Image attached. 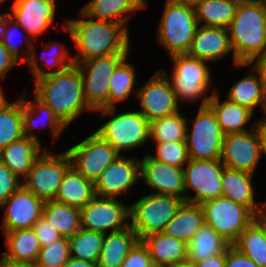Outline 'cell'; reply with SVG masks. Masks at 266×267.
I'll list each match as a JSON object with an SVG mask.
<instances>
[{"label": "cell", "instance_id": "1", "mask_svg": "<svg viewBox=\"0 0 266 267\" xmlns=\"http://www.w3.org/2000/svg\"><path fill=\"white\" fill-rule=\"evenodd\" d=\"M80 17L66 21L62 27L68 31L79 51L73 56L75 64L95 57L129 53L130 37L124 25L92 20L82 10Z\"/></svg>", "mask_w": 266, "mask_h": 267}, {"label": "cell", "instance_id": "2", "mask_svg": "<svg viewBox=\"0 0 266 267\" xmlns=\"http://www.w3.org/2000/svg\"><path fill=\"white\" fill-rule=\"evenodd\" d=\"M34 90L66 127L85 111H94L85 100L77 64L35 80Z\"/></svg>", "mask_w": 266, "mask_h": 267}, {"label": "cell", "instance_id": "3", "mask_svg": "<svg viewBox=\"0 0 266 267\" xmlns=\"http://www.w3.org/2000/svg\"><path fill=\"white\" fill-rule=\"evenodd\" d=\"M234 58L249 64L266 52V1L241 0L228 28Z\"/></svg>", "mask_w": 266, "mask_h": 267}, {"label": "cell", "instance_id": "4", "mask_svg": "<svg viewBox=\"0 0 266 267\" xmlns=\"http://www.w3.org/2000/svg\"><path fill=\"white\" fill-rule=\"evenodd\" d=\"M165 3L157 28L158 43L167 50L170 56L187 54L199 26L195 9L173 0H166Z\"/></svg>", "mask_w": 266, "mask_h": 267}, {"label": "cell", "instance_id": "5", "mask_svg": "<svg viewBox=\"0 0 266 267\" xmlns=\"http://www.w3.org/2000/svg\"><path fill=\"white\" fill-rule=\"evenodd\" d=\"M96 111L101 112L102 118L107 117V115L113 116L95 132L109 142L119 153L123 150L129 151L139 148L150 139V122L140 111L123 112L117 116L114 114L116 107L101 108Z\"/></svg>", "mask_w": 266, "mask_h": 267}, {"label": "cell", "instance_id": "6", "mask_svg": "<svg viewBox=\"0 0 266 267\" xmlns=\"http://www.w3.org/2000/svg\"><path fill=\"white\" fill-rule=\"evenodd\" d=\"M184 202L176 196L157 193L141 197L129 206V226L139 240L149 234L163 232Z\"/></svg>", "mask_w": 266, "mask_h": 267}, {"label": "cell", "instance_id": "7", "mask_svg": "<svg viewBox=\"0 0 266 267\" xmlns=\"http://www.w3.org/2000/svg\"><path fill=\"white\" fill-rule=\"evenodd\" d=\"M170 57L175 65L169 79L178 102H194L202 98L200 107H206L211 98V95L208 96L206 93L210 88L212 77L207 61L188 54H176Z\"/></svg>", "mask_w": 266, "mask_h": 267}, {"label": "cell", "instance_id": "8", "mask_svg": "<svg viewBox=\"0 0 266 267\" xmlns=\"http://www.w3.org/2000/svg\"><path fill=\"white\" fill-rule=\"evenodd\" d=\"M185 143L188 156L193 160H217L221 157L224 136L216 115L208 107H199L196 118L187 119ZM191 133H188V132Z\"/></svg>", "mask_w": 266, "mask_h": 267}, {"label": "cell", "instance_id": "9", "mask_svg": "<svg viewBox=\"0 0 266 267\" xmlns=\"http://www.w3.org/2000/svg\"><path fill=\"white\" fill-rule=\"evenodd\" d=\"M71 165L67 150L54 155L44 149L33 162L28 175L22 180V185L44 201L54 200L63 176Z\"/></svg>", "mask_w": 266, "mask_h": 267}, {"label": "cell", "instance_id": "10", "mask_svg": "<svg viewBox=\"0 0 266 267\" xmlns=\"http://www.w3.org/2000/svg\"><path fill=\"white\" fill-rule=\"evenodd\" d=\"M205 223L231 245L257 218L247 207L224 196L201 204Z\"/></svg>", "mask_w": 266, "mask_h": 267}, {"label": "cell", "instance_id": "11", "mask_svg": "<svg viewBox=\"0 0 266 267\" xmlns=\"http://www.w3.org/2000/svg\"><path fill=\"white\" fill-rule=\"evenodd\" d=\"M127 56L128 54H113L77 64L83 80L85 100L94 111L109 108V79Z\"/></svg>", "mask_w": 266, "mask_h": 267}, {"label": "cell", "instance_id": "12", "mask_svg": "<svg viewBox=\"0 0 266 267\" xmlns=\"http://www.w3.org/2000/svg\"><path fill=\"white\" fill-rule=\"evenodd\" d=\"M183 168L185 180V202L203 204L222 196V174L224 164L217 160L190 159ZM194 196H188V189Z\"/></svg>", "mask_w": 266, "mask_h": 267}, {"label": "cell", "instance_id": "13", "mask_svg": "<svg viewBox=\"0 0 266 267\" xmlns=\"http://www.w3.org/2000/svg\"><path fill=\"white\" fill-rule=\"evenodd\" d=\"M55 0H14L6 14L17 23L24 31L26 45V56H21L24 63L29 56L33 38L40 36L48 29L55 20Z\"/></svg>", "mask_w": 266, "mask_h": 267}, {"label": "cell", "instance_id": "14", "mask_svg": "<svg viewBox=\"0 0 266 267\" xmlns=\"http://www.w3.org/2000/svg\"><path fill=\"white\" fill-rule=\"evenodd\" d=\"M67 151L74 168L93 182L100 177L107 166L121 155L96 132Z\"/></svg>", "mask_w": 266, "mask_h": 267}, {"label": "cell", "instance_id": "15", "mask_svg": "<svg viewBox=\"0 0 266 267\" xmlns=\"http://www.w3.org/2000/svg\"><path fill=\"white\" fill-rule=\"evenodd\" d=\"M140 112L150 122L176 114L180 105L165 69H159L141 87L137 89Z\"/></svg>", "mask_w": 266, "mask_h": 267}, {"label": "cell", "instance_id": "16", "mask_svg": "<svg viewBox=\"0 0 266 267\" xmlns=\"http://www.w3.org/2000/svg\"><path fill=\"white\" fill-rule=\"evenodd\" d=\"M129 206L117 198L95 196L80 209L81 228L102 234L129 226Z\"/></svg>", "mask_w": 266, "mask_h": 267}, {"label": "cell", "instance_id": "17", "mask_svg": "<svg viewBox=\"0 0 266 267\" xmlns=\"http://www.w3.org/2000/svg\"><path fill=\"white\" fill-rule=\"evenodd\" d=\"M256 125L257 122L253 123L250 131L224 136L220 160L225 167L255 173L262 157L261 138Z\"/></svg>", "mask_w": 266, "mask_h": 267}, {"label": "cell", "instance_id": "18", "mask_svg": "<svg viewBox=\"0 0 266 267\" xmlns=\"http://www.w3.org/2000/svg\"><path fill=\"white\" fill-rule=\"evenodd\" d=\"M140 179V160L120 155L95 181L96 196L118 198Z\"/></svg>", "mask_w": 266, "mask_h": 267}, {"label": "cell", "instance_id": "19", "mask_svg": "<svg viewBox=\"0 0 266 267\" xmlns=\"http://www.w3.org/2000/svg\"><path fill=\"white\" fill-rule=\"evenodd\" d=\"M45 201L21 185L1 206L3 233L29 229L42 216Z\"/></svg>", "mask_w": 266, "mask_h": 267}, {"label": "cell", "instance_id": "20", "mask_svg": "<svg viewBox=\"0 0 266 267\" xmlns=\"http://www.w3.org/2000/svg\"><path fill=\"white\" fill-rule=\"evenodd\" d=\"M140 179L153 190L152 193L172 195L185 201L183 168L158 161L147 154L140 160Z\"/></svg>", "mask_w": 266, "mask_h": 267}, {"label": "cell", "instance_id": "21", "mask_svg": "<svg viewBox=\"0 0 266 267\" xmlns=\"http://www.w3.org/2000/svg\"><path fill=\"white\" fill-rule=\"evenodd\" d=\"M233 53V63L237 67H247L234 58V51L230 42L229 30L219 27L198 26L192 40L188 55L205 61H215L228 53Z\"/></svg>", "mask_w": 266, "mask_h": 267}, {"label": "cell", "instance_id": "22", "mask_svg": "<svg viewBox=\"0 0 266 267\" xmlns=\"http://www.w3.org/2000/svg\"><path fill=\"white\" fill-rule=\"evenodd\" d=\"M253 174L224 167L222 174V196L247 207L257 218L264 217L266 203L258 207L252 185Z\"/></svg>", "mask_w": 266, "mask_h": 267}, {"label": "cell", "instance_id": "23", "mask_svg": "<svg viewBox=\"0 0 266 267\" xmlns=\"http://www.w3.org/2000/svg\"><path fill=\"white\" fill-rule=\"evenodd\" d=\"M41 146L38 140L23 136L0 151V161L23 180L28 175L33 162L44 151V147Z\"/></svg>", "mask_w": 266, "mask_h": 267}, {"label": "cell", "instance_id": "24", "mask_svg": "<svg viewBox=\"0 0 266 267\" xmlns=\"http://www.w3.org/2000/svg\"><path fill=\"white\" fill-rule=\"evenodd\" d=\"M146 3V0H91L81 10L92 19L127 27L132 16L130 12L142 10Z\"/></svg>", "mask_w": 266, "mask_h": 267}, {"label": "cell", "instance_id": "25", "mask_svg": "<svg viewBox=\"0 0 266 267\" xmlns=\"http://www.w3.org/2000/svg\"><path fill=\"white\" fill-rule=\"evenodd\" d=\"M147 247L151 261L167 267L188 259V244L164 232L149 234L141 239Z\"/></svg>", "mask_w": 266, "mask_h": 267}, {"label": "cell", "instance_id": "26", "mask_svg": "<svg viewBox=\"0 0 266 267\" xmlns=\"http://www.w3.org/2000/svg\"><path fill=\"white\" fill-rule=\"evenodd\" d=\"M95 196V182L86 179L71 165L63 176L54 200L81 209Z\"/></svg>", "mask_w": 266, "mask_h": 267}, {"label": "cell", "instance_id": "27", "mask_svg": "<svg viewBox=\"0 0 266 267\" xmlns=\"http://www.w3.org/2000/svg\"><path fill=\"white\" fill-rule=\"evenodd\" d=\"M22 125H23V134L26 137L33 138L38 140L40 143L41 141L37 138V135H34L32 128H38L37 125L38 120L36 121L37 117H34L35 114H39L41 112L42 116L44 117V124L42 123L40 127H47L50 129L49 131L52 133V138L59 139L60 135L67 127L58 119V117L54 114V112L45 104L42 100H40L34 94V100L27 101L26 93L22 96ZM39 112H37V111ZM40 118V116H39ZM43 121V120H42ZM40 124V123H39Z\"/></svg>", "mask_w": 266, "mask_h": 267}, {"label": "cell", "instance_id": "28", "mask_svg": "<svg viewBox=\"0 0 266 267\" xmlns=\"http://www.w3.org/2000/svg\"><path fill=\"white\" fill-rule=\"evenodd\" d=\"M216 115L217 121L223 133L232 134L248 131L245 125L250 122L254 112L225 99L220 102L218 91H213L210 102L207 105Z\"/></svg>", "mask_w": 266, "mask_h": 267}, {"label": "cell", "instance_id": "29", "mask_svg": "<svg viewBox=\"0 0 266 267\" xmlns=\"http://www.w3.org/2000/svg\"><path fill=\"white\" fill-rule=\"evenodd\" d=\"M139 241L135 231L130 227L104 235L98 267H120L130 250Z\"/></svg>", "mask_w": 266, "mask_h": 267}, {"label": "cell", "instance_id": "30", "mask_svg": "<svg viewBox=\"0 0 266 267\" xmlns=\"http://www.w3.org/2000/svg\"><path fill=\"white\" fill-rule=\"evenodd\" d=\"M204 223L201 205L184 202L163 232L188 244Z\"/></svg>", "mask_w": 266, "mask_h": 267}, {"label": "cell", "instance_id": "31", "mask_svg": "<svg viewBox=\"0 0 266 267\" xmlns=\"http://www.w3.org/2000/svg\"><path fill=\"white\" fill-rule=\"evenodd\" d=\"M232 246L257 266L266 267V216L256 218Z\"/></svg>", "mask_w": 266, "mask_h": 267}, {"label": "cell", "instance_id": "32", "mask_svg": "<svg viewBox=\"0 0 266 267\" xmlns=\"http://www.w3.org/2000/svg\"><path fill=\"white\" fill-rule=\"evenodd\" d=\"M8 251L1 256L14 262L35 263L41 249L32 228L7 231L4 233Z\"/></svg>", "mask_w": 266, "mask_h": 267}, {"label": "cell", "instance_id": "33", "mask_svg": "<svg viewBox=\"0 0 266 267\" xmlns=\"http://www.w3.org/2000/svg\"><path fill=\"white\" fill-rule=\"evenodd\" d=\"M241 0H204L194 9L198 25L228 29ZM204 22V23H203Z\"/></svg>", "mask_w": 266, "mask_h": 267}, {"label": "cell", "instance_id": "34", "mask_svg": "<svg viewBox=\"0 0 266 267\" xmlns=\"http://www.w3.org/2000/svg\"><path fill=\"white\" fill-rule=\"evenodd\" d=\"M231 244L204 223L188 243V259L198 263L209 257L224 254Z\"/></svg>", "mask_w": 266, "mask_h": 267}, {"label": "cell", "instance_id": "35", "mask_svg": "<svg viewBox=\"0 0 266 267\" xmlns=\"http://www.w3.org/2000/svg\"><path fill=\"white\" fill-rule=\"evenodd\" d=\"M42 216L62 237L70 238L81 229L80 209L56 200L45 201Z\"/></svg>", "mask_w": 266, "mask_h": 267}, {"label": "cell", "instance_id": "36", "mask_svg": "<svg viewBox=\"0 0 266 267\" xmlns=\"http://www.w3.org/2000/svg\"><path fill=\"white\" fill-rule=\"evenodd\" d=\"M44 47H45L44 48L45 51H47V49L49 50V51H47L45 57L42 56V60L44 61L43 63L46 62L44 66H46L48 68L47 72L45 70H43V68L39 65V61L36 58V55L34 54L35 51H34V44L33 43H32V47L30 49L28 59L24 62V63L28 64L31 73L33 74L34 81L37 79L46 77L48 75L63 71L67 67H70V66L75 64L73 56H69V52L66 49V46L64 43L59 44L57 42H54L53 44H46ZM51 53H52V55H51ZM48 54L51 55L52 57L51 56L49 57ZM47 55L50 59H48ZM53 68H54V71L53 70L50 71V69H53ZM55 68H57V70Z\"/></svg>", "mask_w": 266, "mask_h": 267}, {"label": "cell", "instance_id": "37", "mask_svg": "<svg viewBox=\"0 0 266 267\" xmlns=\"http://www.w3.org/2000/svg\"><path fill=\"white\" fill-rule=\"evenodd\" d=\"M23 136L22 97L15 102L4 101L0 105V151Z\"/></svg>", "mask_w": 266, "mask_h": 267}, {"label": "cell", "instance_id": "38", "mask_svg": "<svg viewBox=\"0 0 266 267\" xmlns=\"http://www.w3.org/2000/svg\"><path fill=\"white\" fill-rule=\"evenodd\" d=\"M255 73V75L251 73L236 82L229 90L226 98L253 112L257 106L260 105V107H262L263 102V85L259 74L256 71Z\"/></svg>", "mask_w": 266, "mask_h": 267}, {"label": "cell", "instance_id": "39", "mask_svg": "<svg viewBox=\"0 0 266 267\" xmlns=\"http://www.w3.org/2000/svg\"><path fill=\"white\" fill-rule=\"evenodd\" d=\"M184 116L185 114L181 115L179 111L176 114L150 121V140H154L155 143L185 141L187 118Z\"/></svg>", "mask_w": 266, "mask_h": 267}, {"label": "cell", "instance_id": "40", "mask_svg": "<svg viewBox=\"0 0 266 267\" xmlns=\"http://www.w3.org/2000/svg\"><path fill=\"white\" fill-rule=\"evenodd\" d=\"M125 58L111 74L109 79V108L116 107V103L124 101L131 96L136 84L135 68L130 62L128 63Z\"/></svg>", "mask_w": 266, "mask_h": 267}, {"label": "cell", "instance_id": "41", "mask_svg": "<svg viewBox=\"0 0 266 267\" xmlns=\"http://www.w3.org/2000/svg\"><path fill=\"white\" fill-rule=\"evenodd\" d=\"M104 234L81 228L68 238L70 256L97 263L100 257Z\"/></svg>", "mask_w": 266, "mask_h": 267}, {"label": "cell", "instance_id": "42", "mask_svg": "<svg viewBox=\"0 0 266 267\" xmlns=\"http://www.w3.org/2000/svg\"><path fill=\"white\" fill-rule=\"evenodd\" d=\"M69 258V240L66 237H61L41 247L35 264L37 267H62Z\"/></svg>", "mask_w": 266, "mask_h": 267}, {"label": "cell", "instance_id": "43", "mask_svg": "<svg viewBox=\"0 0 266 267\" xmlns=\"http://www.w3.org/2000/svg\"><path fill=\"white\" fill-rule=\"evenodd\" d=\"M156 156H150L158 161L164 162L171 166L184 168L189 160L187 146L185 141L155 143Z\"/></svg>", "mask_w": 266, "mask_h": 267}, {"label": "cell", "instance_id": "44", "mask_svg": "<svg viewBox=\"0 0 266 267\" xmlns=\"http://www.w3.org/2000/svg\"><path fill=\"white\" fill-rule=\"evenodd\" d=\"M20 28L21 27L6 13L0 14V38L3 42V45L21 62V55L19 54L20 45L17 44L16 40V37H18L19 34L18 32H20Z\"/></svg>", "mask_w": 266, "mask_h": 267}, {"label": "cell", "instance_id": "45", "mask_svg": "<svg viewBox=\"0 0 266 267\" xmlns=\"http://www.w3.org/2000/svg\"><path fill=\"white\" fill-rule=\"evenodd\" d=\"M21 185L22 180L17 177L3 162L0 161V206Z\"/></svg>", "mask_w": 266, "mask_h": 267}, {"label": "cell", "instance_id": "46", "mask_svg": "<svg viewBox=\"0 0 266 267\" xmlns=\"http://www.w3.org/2000/svg\"><path fill=\"white\" fill-rule=\"evenodd\" d=\"M152 263L147 247L139 240L120 267H148Z\"/></svg>", "mask_w": 266, "mask_h": 267}, {"label": "cell", "instance_id": "47", "mask_svg": "<svg viewBox=\"0 0 266 267\" xmlns=\"http://www.w3.org/2000/svg\"><path fill=\"white\" fill-rule=\"evenodd\" d=\"M31 228L39 240L41 247L46 246L62 237L43 216H41Z\"/></svg>", "mask_w": 266, "mask_h": 267}, {"label": "cell", "instance_id": "48", "mask_svg": "<svg viewBox=\"0 0 266 267\" xmlns=\"http://www.w3.org/2000/svg\"><path fill=\"white\" fill-rule=\"evenodd\" d=\"M225 267H259L232 245L225 252Z\"/></svg>", "mask_w": 266, "mask_h": 267}, {"label": "cell", "instance_id": "49", "mask_svg": "<svg viewBox=\"0 0 266 267\" xmlns=\"http://www.w3.org/2000/svg\"><path fill=\"white\" fill-rule=\"evenodd\" d=\"M18 63L21 64V62L3 45L0 38V79H4L7 72Z\"/></svg>", "mask_w": 266, "mask_h": 267}, {"label": "cell", "instance_id": "50", "mask_svg": "<svg viewBox=\"0 0 266 267\" xmlns=\"http://www.w3.org/2000/svg\"><path fill=\"white\" fill-rule=\"evenodd\" d=\"M252 72L256 71L259 74L262 85H266V52L260 56L255 57L249 65H252Z\"/></svg>", "mask_w": 266, "mask_h": 267}, {"label": "cell", "instance_id": "51", "mask_svg": "<svg viewBox=\"0 0 266 267\" xmlns=\"http://www.w3.org/2000/svg\"><path fill=\"white\" fill-rule=\"evenodd\" d=\"M196 267H225V253L200 261L196 263Z\"/></svg>", "mask_w": 266, "mask_h": 267}, {"label": "cell", "instance_id": "52", "mask_svg": "<svg viewBox=\"0 0 266 267\" xmlns=\"http://www.w3.org/2000/svg\"><path fill=\"white\" fill-rule=\"evenodd\" d=\"M256 126L261 138L262 154L266 155V115L258 121Z\"/></svg>", "mask_w": 266, "mask_h": 267}, {"label": "cell", "instance_id": "53", "mask_svg": "<svg viewBox=\"0 0 266 267\" xmlns=\"http://www.w3.org/2000/svg\"><path fill=\"white\" fill-rule=\"evenodd\" d=\"M62 267H98L97 263L76 259L72 256Z\"/></svg>", "mask_w": 266, "mask_h": 267}, {"label": "cell", "instance_id": "54", "mask_svg": "<svg viewBox=\"0 0 266 267\" xmlns=\"http://www.w3.org/2000/svg\"><path fill=\"white\" fill-rule=\"evenodd\" d=\"M0 267H37L35 263L14 262L8 259L0 258Z\"/></svg>", "mask_w": 266, "mask_h": 267}, {"label": "cell", "instance_id": "55", "mask_svg": "<svg viewBox=\"0 0 266 267\" xmlns=\"http://www.w3.org/2000/svg\"><path fill=\"white\" fill-rule=\"evenodd\" d=\"M167 267H196V263L189 260V259H186L184 261H180V262H176L174 264H171Z\"/></svg>", "mask_w": 266, "mask_h": 267}, {"label": "cell", "instance_id": "56", "mask_svg": "<svg viewBox=\"0 0 266 267\" xmlns=\"http://www.w3.org/2000/svg\"><path fill=\"white\" fill-rule=\"evenodd\" d=\"M173 1L195 8L200 2L204 0H173Z\"/></svg>", "mask_w": 266, "mask_h": 267}, {"label": "cell", "instance_id": "57", "mask_svg": "<svg viewBox=\"0 0 266 267\" xmlns=\"http://www.w3.org/2000/svg\"><path fill=\"white\" fill-rule=\"evenodd\" d=\"M263 111L266 112V85H263V102H262Z\"/></svg>", "mask_w": 266, "mask_h": 267}, {"label": "cell", "instance_id": "58", "mask_svg": "<svg viewBox=\"0 0 266 267\" xmlns=\"http://www.w3.org/2000/svg\"><path fill=\"white\" fill-rule=\"evenodd\" d=\"M7 100V98L5 97V95H4V93L2 92V89H1V87H0V105L4 102V101H6Z\"/></svg>", "mask_w": 266, "mask_h": 267}, {"label": "cell", "instance_id": "59", "mask_svg": "<svg viewBox=\"0 0 266 267\" xmlns=\"http://www.w3.org/2000/svg\"><path fill=\"white\" fill-rule=\"evenodd\" d=\"M148 267H164V266H161V265H158L156 263H150Z\"/></svg>", "mask_w": 266, "mask_h": 267}]
</instances>
